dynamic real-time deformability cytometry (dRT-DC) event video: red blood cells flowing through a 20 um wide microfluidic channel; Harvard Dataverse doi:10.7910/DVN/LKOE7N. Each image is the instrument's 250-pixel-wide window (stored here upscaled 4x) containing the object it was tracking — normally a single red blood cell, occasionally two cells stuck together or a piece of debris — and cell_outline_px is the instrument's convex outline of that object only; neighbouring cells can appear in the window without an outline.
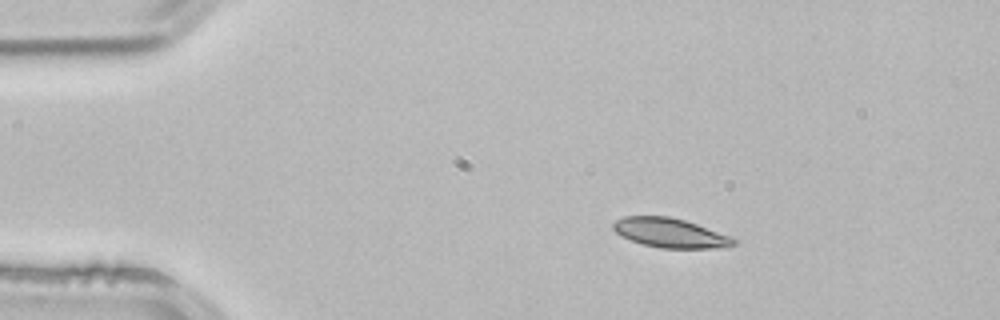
{"species": "common noctule bat (a hibernating species)", "species_latin": "Nyctalus noctula", "temperature_condition": "room temperature", "stored_images_in_passage": 2, "camera_frame_rate_fps": 3000, "um_per_image_px": 0.085, "animal": {"sex": "male", "body_mass_g": 21.5, "forearm_length_mm": 52.0}, "frame": {"image": 1, "passage_image": 1, "time_ms": 0.0, "image_size_px": [1000, 320], "cell_outline_px": [[740, 240], [736, 244], [728, 248], [660, 248], [644, 244], [632, 240], [616, 232], [612, 228], [612, 224], [616, 220], [624, 216], [668, 216], [684, 220], [696, 224]], "centroid_in_image_um": [57.01, 19.8], "position_along_channel_um": 28.0, "area_um2": 20.52}}